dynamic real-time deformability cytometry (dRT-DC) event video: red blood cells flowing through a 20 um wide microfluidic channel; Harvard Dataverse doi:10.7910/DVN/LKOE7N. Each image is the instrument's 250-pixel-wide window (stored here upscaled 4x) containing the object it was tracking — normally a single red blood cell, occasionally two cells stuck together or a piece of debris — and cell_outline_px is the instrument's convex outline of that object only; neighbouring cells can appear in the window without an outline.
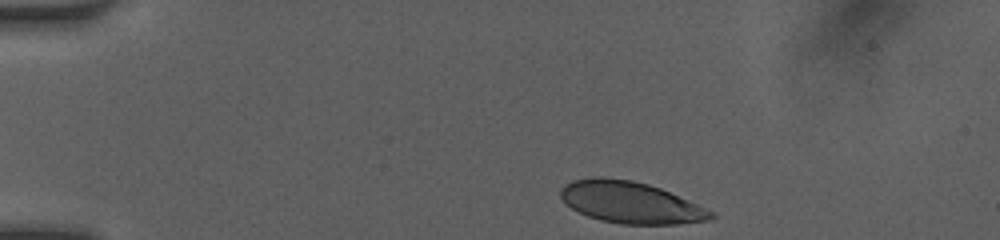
{"species": "human", "species_latin": "Homo sapiens", "temperature_condition": "room temperature", "stored_images_in_passage": 35, "camera_frame_rate_fps": 3000, "um_per_image_px": 0.085, "donor": {"sex": "female"}, "frame": {"image": 1, "passage_image": 1, "time_ms": 0.0, "image_size_px": [1000, 240], "cell_outline_px": [[716, 216], [708, 220], [676, 224], [620, 224], [600, 220], [588, 216], [572, 208], [560, 196], [560, 188], [564, 184], [572, 180], [592, 176], [604, 176], [632, 180], [648, 184], [660, 188], [696, 204], [712, 212]], "centroid_in_image_um": [53.54, 17.19], "position_along_channel_um": 31.5, "area_um2": 36.3}}
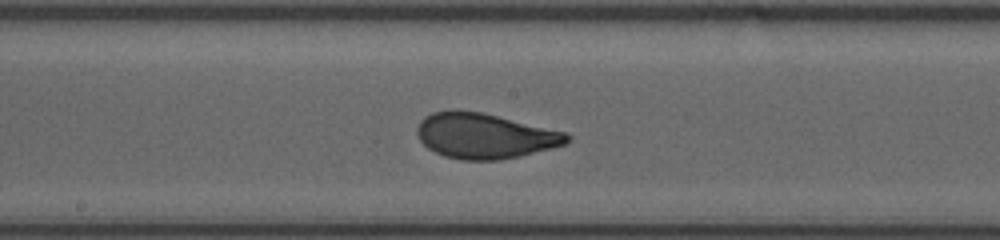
{"frame": {"image": 2, "passage_image": 19, "time_ms": 6.0, "image_size_px": [1000, 240], "cell_outline_px": [[572, 140], [568, 144], [520, 156], [500, 160], [460, 160], [444, 156], [428, 148], [420, 140], [416, 132], [416, 128], [420, 120], [424, 116], [432, 112], [452, 108], [480, 112], [568, 132], [572, 136]], "centroid_in_image_um": [41.22, 11.54], "position_along_channel_um": 207.0, "area_um2": 40.11}}
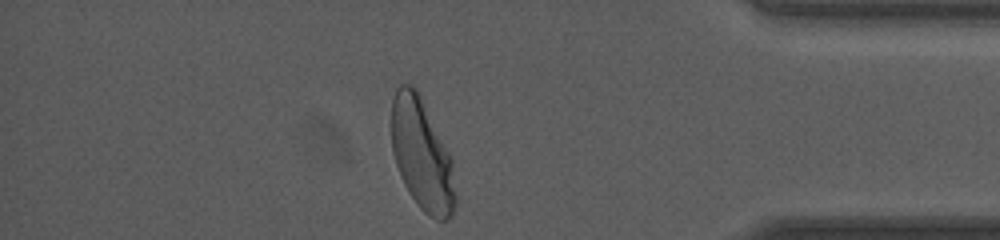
{"frame": {"image": 3, "passage_image": 35, "time_ms": 11.333, "image_size_px": [1000, 240], "cell_outline_px": [[456, 204], [452, 216], [448, 220], [436, 220], [428, 216], [416, 204], [404, 184], [400, 176], [392, 152], [392, 100], [396, 88], [400, 84], [412, 84], [416, 88], [452, 160], [456, 192]], "centroid_in_image_um": [35.86, 13.2], "position_along_channel_um": 399.3, "area_um2": 41.44}, "authors_computed_cell_mechanics": {"area_um2": 39.3618, "velocity_mm_per_s": 4.1188, "shape_relaxation_time_tau1_ms": 3.2103, "shape_relaxation_time_tau2_ms": null, "deformation_change_tau1": 0.1502, "deformation_change_tau2": null}}